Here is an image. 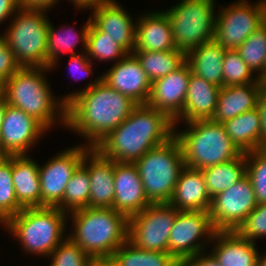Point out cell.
Instances as JSON below:
<instances>
[{
	"label": "cell",
	"instance_id": "obj_23",
	"mask_svg": "<svg viewBox=\"0 0 266 266\" xmlns=\"http://www.w3.org/2000/svg\"><path fill=\"white\" fill-rule=\"evenodd\" d=\"M211 254L221 266H259L260 255L255 242L242 238L236 231H216Z\"/></svg>",
	"mask_w": 266,
	"mask_h": 266
},
{
	"label": "cell",
	"instance_id": "obj_26",
	"mask_svg": "<svg viewBox=\"0 0 266 266\" xmlns=\"http://www.w3.org/2000/svg\"><path fill=\"white\" fill-rule=\"evenodd\" d=\"M12 182L23 209L41 207L38 163L27 155H12Z\"/></svg>",
	"mask_w": 266,
	"mask_h": 266
},
{
	"label": "cell",
	"instance_id": "obj_27",
	"mask_svg": "<svg viewBox=\"0 0 266 266\" xmlns=\"http://www.w3.org/2000/svg\"><path fill=\"white\" fill-rule=\"evenodd\" d=\"M225 52L226 49L213 39L189 50L186 53V62L192 73L221 88Z\"/></svg>",
	"mask_w": 266,
	"mask_h": 266
},
{
	"label": "cell",
	"instance_id": "obj_40",
	"mask_svg": "<svg viewBox=\"0 0 266 266\" xmlns=\"http://www.w3.org/2000/svg\"><path fill=\"white\" fill-rule=\"evenodd\" d=\"M236 232L252 242L257 238L266 237V203L257 204Z\"/></svg>",
	"mask_w": 266,
	"mask_h": 266
},
{
	"label": "cell",
	"instance_id": "obj_25",
	"mask_svg": "<svg viewBox=\"0 0 266 266\" xmlns=\"http://www.w3.org/2000/svg\"><path fill=\"white\" fill-rule=\"evenodd\" d=\"M263 82L242 85L223 86L220 88L218 102L212 121L224 123L227 120L257 107Z\"/></svg>",
	"mask_w": 266,
	"mask_h": 266
},
{
	"label": "cell",
	"instance_id": "obj_3",
	"mask_svg": "<svg viewBox=\"0 0 266 266\" xmlns=\"http://www.w3.org/2000/svg\"><path fill=\"white\" fill-rule=\"evenodd\" d=\"M70 214L74 229L68 237L100 266L128 240L129 218L113 208L86 207Z\"/></svg>",
	"mask_w": 266,
	"mask_h": 266
},
{
	"label": "cell",
	"instance_id": "obj_13",
	"mask_svg": "<svg viewBox=\"0 0 266 266\" xmlns=\"http://www.w3.org/2000/svg\"><path fill=\"white\" fill-rule=\"evenodd\" d=\"M215 232L209 212L179 211L169 235L168 253L180 263L203 252L204 241L199 238L211 242Z\"/></svg>",
	"mask_w": 266,
	"mask_h": 266
},
{
	"label": "cell",
	"instance_id": "obj_43",
	"mask_svg": "<svg viewBox=\"0 0 266 266\" xmlns=\"http://www.w3.org/2000/svg\"><path fill=\"white\" fill-rule=\"evenodd\" d=\"M261 118V149L266 145V83L259 94L257 107Z\"/></svg>",
	"mask_w": 266,
	"mask_h": 266
},
{
	"label": "cell",
	"instance_id": "obj_10",
	"mask_svg": "<svg viewBox=\"0 0 266 266\" xmlns=\"http://www.w3.org/2000/svg\"><path fill=\"white\" fill-rule=\"evenodd\" d=\"M265 22L266 0L251 5L239 0L217 14L214 40L226 50H236Z\"/></svg>",
	"mask_w": 266,
	"mask_h": 266
},
{
	"label": "cell",
	"instance_id": "obj_14",
	"mask_svg": "<svg viewBox=\"0 0 266 266\" xmlns=\"http://www.w3.org/2000/svg\"><path fill=\"white\" fill-rule=\"evenodd\" d=\"M90 148L88 145L69 148L56 154L43 167L39 166L41 207H56L63 200L65 188L73 172Z\"/></svg>",
	"mask_w": 266,
	"mask_h": 266
},
{
	"label": "cell",
	"instance_id": "obj_4",
	"mask_svg": "<svg viewBox=\"0 0 266 266\" xmlns=\"http://www.w3.org/2000/svg\"><path fill=\"white\" fill-rule=\"evenodd\" d=\"M50 69L21 67L2 85V95L7 104L23 110L48 130L59 116V123L66 126V104L60 98L55 99L44 76Z\"/></svg>",
	"mask_w": 266,
	"mask_h": 266
},
{
	"label": "cell",
	"instance_id": "obj_7",
	"mask_svg": "<svg viewBox=\"0 0 266 266\" xmlns=\"http://www.w3.org/2000/svg\"><path fill=\"white\" fill-rule=\"evenodd\" d=\"M145 195L151 204L169 203L181 171L185 168L179 140L174 136L134 163Z\"/></svg>",
	"mask_w": 266,
	"mask_h": 266
},
{
	"label": "cell",
	"instance_id": "obj_24",
	"mask_svg": "<svg viewBox=\"0 0 266 266\" xmlns=\"http://www.w3.org/2000/svg\"><path fill=\"white\" fill-rule=\"evenodd\" d=\"M169 204L178 211H209L211 197L201 170L185 167L181 171Z\"/></svg>",
	"mask_w": 266,
	"mask_h": 266
},
{
	"label": "cell",
	"instance_id": "obj_34",
	"mask_svg": "<svg viewBox=\"0 0 266 266\" xmlns=\"http://www.w3.org/2000/svg\"><path fill=\"white\" fill-rule=\"evenodd\" d=\"M22 209L12 182V155H0V224H4Z\"/></svg>",
	"mask_w": 266,
	"mask_h": 266
},
{
	"label": "cell",
	"instance_id": "obj_1",
	"mask_svg": "<svg viewBox=\"0 0 266 266\" xmlns=\"http://www.w3.org/2000/svg\"><path fill=\"white\" fill-rule=\"evenodd\" d=\"M88 87L66 94V127L95 147L116 129L138 105L131 98L109 87L98 77Z\"/></svg>",
	"mask_w": 266,
	"mask_h": 266
},
{
	"label": "cell",
	"instance_id": "obj_33",
	"mask_svg": "<svg viewBox=\"0 0 266 266\" xmlns=\"http://www.w3.org/2000/svg\"><path fill=\"white\" fill-rule=\"evenodd\" d=\"M90 188L88 168L81 163L65 188L63 200L56 207L68 214L88 207Z\"/></svg>",
	"mask_w": 266,
	"mask_h": 266
},
{
	"label": "cell",
	"instance_id": "obj_38",
	"mask_svg": "<svg viewBox=\"0 0 266 266\" xmlns=\"http://www.w3.org/2000/svg\"><path fill=\"white\" fill-rule=\"evenodd\" d=\"M246 175L250 178L257 204L266 203V151L262 149L245 153Z\"/></svg>",
	"mask_w": 266,
	"mask_h": 266
},
{
	"label": "cell",
	"instance_id": "obj_9",
	"mask_svg": "<svg viewBox=\"0 0 266 266\" xmlns=\"http://www.w3.org/2000/svg\"><path fill=\"white\" fill-rule=\"evenodd\" d=\"M216 0H182L164 11L171 22L173 40L178 50H189L214 39Z\"/></svg>",
	"mask_w": 266,
	"mask_h": 266
},
{
	"label": "cell",
	"instance_id": "obj_19",
	"mask_svg": "<svg viewBox=\"0 0 266 266\" xmlns=\"http://www.w3.org/2000/svg\"><path fill=\"white\" fill-rule=\"evenodd\" d=\"M93 10L91 22L100 31L107 33V36L114 39L128 53H133L136 23L134 24L132 16L115 0H104Z\"/></svg>",
	"mask_w": 266,
	"mask_h": 266
},
{
	"label": "cell",
	"instance_id": "obj_45",
	"mask_svg": "<svg viewBox=\"0 0 266 266\" xmlns=\"http://www.w3.org/2000/svg\"><path fill=\"white\" fill-rule=\"evenodd\" d=\"M59 0H18L19 7L24 9H44L49 10L50 7L56 5Z\"/></svg>",
	"mask_w": 266,
	"mask_h": 266
},
{
	"label": "cell",
	"instance_id": "obj_35",
	"mask_svg": "<svg viewBox=\"0 0 266 266\" xmlns=\"http://www.w3.org/2000/svg\"><path fill=\"white\" fill-rule=\"evenodd\" d=\"M128 52L118 45L107 33L100 31L92 22L87 36L86 55L91 59L118 60L123 59Z\"/></svg>",
	"mask_w": 266,
	"mask_h": 266
},
{
	"label": "cell",
	"instance_id": "obj_29",
	"mask_svg": "<svg viewBox=\"0 0 266 266\" xmlns=\"http://www.w3.org/2000/svg\"><path fill=\"white\" fill-rule=\"evenodd\" d=\"M102 266H180L169 253L142 250L127 240Z\"/></svg>",
	"mask_w": 266,
	"mask_h": 266
},
{
	"label": "cell",
	"instance_id": "obj_8",
	"mask_svg": "<svg viewBox=\"0 0 266 266\" xmlns=\"http://www.w3.org/2000/svg\"><path fill=\"white\" fill-rule=\"evenodd\" d=\"M44 9L19 8L2 34L22 67H47L49 20Z\"/></svg>",
	"mask_w": 266,
	"mask_h": 266
},
{
	"label": "cell",
	"instance_id": "obj_18",
	"mask_svg": "<svg viewBox=\"0 0 266 266\" xmlns=\"http://www.w3.org/2000/svg\"><path fill=\"white\" fill-rule=\"evenodd\" d=\"M114 188L112 208L128 218L151 204L145 195L137 166L134 163L115 162Z\"/></svg>",
	"mask_w": 266,
	"mask_h": 266
},
{
	"label": "cell",
	"instance_id": "obj_30",
	"mask_svg": "<svg viewBox=\"0 0 266 266\" xmlns=\"http://www.w3.org/2000/svg\"><path fill=\"white\" fill-rule=\"evenodd\" d=\"M210 197L228 189L246 175L245 153L225 163L212 165L201 170Z\"/></svg>",
	"mask_w": 266,
	"mask_h": 266
},
{
	"label": "cell",
	"instance_id": "obj_32",
	"mask_svg": "<svg viewBox=\"0 0 266 266\" xmlns=\"http://www.w3.org/2000/svg\"><path fill=\"white\" fill-rule=\"evenodd\" d=\"M85 25V26H84ZM83 25V28L80 34H74V29L68 28L61 31V34L53 27V24L49 21V27L47 32V67H54L59 60L60 54L63 52H70V54L77 53L75 52V46L78 44L79 40L83 43L84 51L86 52L87 48V36L91 26V18ZM78 35V36H77Z\"/></svg>",
	"mask_w": 266,
	"mask_h": 266
},
{
	"label": "cell",
	"instance_id": "obj_47",
	"mask_svg": "<svg viewBox=\"0 0 266 266\" xmlns=\"http://www.w3.org/2000/svg\"><path fill=\"white\" fill-rule=\"evenodd\" d=\"M79 9H94L99 3L104 0H71Z\"/></svg>",
	"mask_w": 266,
	"mask_h": 266
},
{
	"label": "cell",
	"instance_id": "obj_15",
	"mask_svg": "<svg viewBox=\"0 0 266 266\" xmlns=\"http://www.w3.org/2000/svg\"><path fill=\"white\" fill-rule=\"evenodd\" d=\"M46 130L34 117L7 104L0 129V155H27Z\"/></svg>",
	"mask_w": 266,
	"mask_h": 266
},
{
	"label": "cell",
	"instance_id": "obj_42",
	"mask_svg": "<svg viewBox=\"0 0 266 266\" xmlns=\"http://www.w3.org/2000/svg\"><path fill=\"white\" fill-rule=\"evenodd\" d=\"M83 54L82 53L81 54H77V53L71 54V56H70L71 61H70L69 67L71 68L72 74L76 71L80 72V73L82 72L83 75H81V76H84V75L88 76L89 74L93 73L92 72L93 70L91 67L92 61L87 57L86 53H83ZM73 77H74V75H73Z\"/></svg>",
	"mask_w": 266,
	"mask_h": 266
},
{
	"label": "cell",
	"instance_id": "obj_21",
	"mask_svg": "<svg viewBox=\"0 0 266 266\" xmlns=\"http://www.w3.org/2000/svg\"><path fill=\"white\" fill-rule=\"evenodd\" d=\"M178 50L173 40L172 25L164 11L149 12L136 23L133 51Z\"/></svg>",
	"mask_w": 266,
	"mask_h": 266
},
{
	"label": "cell",
	"instance_id": "obj_28",
	"mask_svg": "<svg viewBox=\"0 0 266 266\" xmlns=\"http://www.w3.org/2000/svg\"><path fill=\"white\" fill-rule=\"evenodd\" d=\"M222 124L231 141L242 153L261 149V118L257 108Z\"/></svg>",
	"mask_w": 266,
	"mask_h": 266
},
{
	"label": "cell",
	"instance_id": "obj_49",
	"mask_svg": "<svg viewBox=\"0 0 266 266\" xmlns=\"http://www.w3.org/2000/svg\"><path fill=\"white\" fill-rule=\"evenodd\" d=\"M259 265L260 266H266V254L265 256H262L260 255V262H259Z\"/></svg>",
	"mask_w": 266,
	"mask_h": 266
},
{
	"label": "cell",
	"instance_id": "obj_20",
	"mask_svg": "<svg viewBox=\"0 0 266 266\" xmlns=\"http://www.w3.org/2000/svg\"><path fill=\"white\" fill-rule=\"evenodd\" d=\"M82 163L88 168L91 187L88 207L112 208L115 194V161L91 147L85 153Z\"/></svg>",
	"mask_w": 266,
	"mask_h": 266
},
{
	"label": "cell",
	"instance_id": "obj_22",
	"mask_svg": "<svg viewBox=\"0 0 266 266\" xmlns=\"http://www.w3.org/2000/svg\"><path fill=\"white\" fill-rule=\"evenodd\" d=\"M219 91V86L191 72L183 111L174 121L175 126L181 119H184L185 123L212 119L216 111Z\"/></svg>",
	"mask_w": 266,
	"mask_h": 266
},
{
	"label": "cell",
	"instance_id": "obj_6",
	"mask_svg": "<svg viewBox=\"0 0 266 266\" xmlns=\"http://www.w3.org/2000/svg\"><path fill=\"white\" fill-rule=\"evenodd\" d=\"M66 215L57 207L24 208L3 225L27 253L48 257L64 241Z\"/></svg>",
	"mask_w": 266,
	"mask_h": 266
},
{
	"label": "cell",
	"instance_id": "obj_2",
	"mask_svg": "<svg viewBox=\"0 0 266 266\" xmlns=\"http://www.w3.org/2000/svg\"><path fill=\"white\" fill-rule=\"evenodd\" d=\"M175 136V123L165 113L138 104L131 114L94 148L119 163H135L150 149Z\"/></svg>",
	"mask_w": 266,
	"mask_h": 266
},
{
	"label": "cell",
	"instance_id": "obj_46",
	"mask_svg": "<svg viewBox=\"0 0 266 266\" xmlns=\"http://www.w3.org/2000/svg\"><path fill=\"white\" fill-rule=\"evenodd\" d=\"M19 8L18 0H0V23L14 15Z\"/></svg>",
	"mask_w": 266,
	"mask_h": 266
},
{
	"label": "cell",
	"instance_id": "obj_44",
	"mask_svg": "<svg viewBox=\"0 0 266 266\" xmlns=\"http://www.w3.org/2000/svg\"><path fill=\"white\" fill-rule=\"evenodd\" d=\"M203 253H198L193 257L181 261L180 266H221L211 253L210 255Z\"/></svg>",
	"mask_w": 266,
	"mask_h": 266
},
{
	"label": "cell",
	"instance_id": "obj_16",
	"mask_svg": "<svg viewBox=\"0 0 266 266\" xmlns=\"http://www.w3.org/2000/svg\"><path fill=\"white\" fill-rule=\"evenodd\" d=\"M109 87L131 98L137 104H146L152 82L133 53H128L120 61L101 75Z\"/></svg>",
	"mask_w": 266,
	"mask_h": 266
},
{
	"label": "cell",
	"instance_id": "obj_31",
	"mask_svg": "<svg viewBox=\"0 0 266 266\" xmlns=\"http://www.w3.org/2000/svg\"><path fill=\"white\" fill-rule=\"evenodd\" d=\"M151 82L167 76L186 62L181 50L133 51Z\"/></svg>",
	"mask_w": 266,
	"mask_h": 266
},
{
	"label": "cell",
	"instance_id": "obj_50",
	"mask_svg": "<svg viewBox=\"0 0 266 266\" xmlns=\"http://www.w3.org/2000/svg\"><path fill=\"white\" fill-rule=\"evenodd\" d=\"M260 81L266 83V67L264 73L259 77Z\"/></svg>",
	"mask_w": 266,
	"mask_h": 266
},
{
	"label": "cell",
	"instance_id": "obj_11",
	"mask_svg": "<svg viewBox=\"0 0 266 266\" xmlns=\"http://www.w3.org/2000/svg\"><path fill=\"white\" fill-rule=\"evenodd\" d=\"M179 211L169 203L150 204L129 217L128 240L142 250L168 253V240Z\"/></svg>",
	"mask_w": 266,
	"mask_h": 266
},
{
	"label": "cell",
	"instance_id": "obj_51",
	"mask_svg": "<svg viewBox=\"0 0 266 266\" xmlns=\"http://www.w3.org/2000/svg\"><path fill=\"white\" fill-rule=\"evenodd\" d=\"M0 94H2V85L0 84Z\"/></svg>",
	"mask_w": 266,
	"mask_h": 266
},
{
	"label": "cell",
	"instance_id": "obj_41",
	"mask_svg": "<svg viewBox=\"0 0 266 266\" xmlns=\"http://www.w3.org/2000/svg\"><path fill=\"white\" fill-rule=\"evenodd\" d=\"M21 67L4 36L0 35V84L3 85Z\"/></svg>",
	"mask_w": 266,
	"mask_h": 266
},
{
	"label": "cell",
	"instance_id": "obj_48",
	"mask_svg": "<svg viewBox=\"0 0 266 266\" xmlns=\"http://www.w3.org/2000/svg\"><path fill=\"white\" fill-rule=\"evenodd\" d=\"M6 107H7L6 99L2 94H0V129L4 120Z\"/></svg>",
	"mask_w": 266,
	"mask_h": 266
},
{
	"label": "cell",
	"instance_id": "obj_36",
	"mask_svg": "<svg viewBox=\"0 0 266 266\" xmlns=\"http://www.w3.org/2000/svg\"><path fill=\"white\" fill-rule=\"evenodd\" d=\"M249 68L260 77L266 67V22L254 31L237 49Z\"/></svg>",
	"mask_w": 266,
	"mask_h": 266
},
{
	"label": "cell",
	"instance_id": "obj_37",
	"mask_svg": "<svg viewBox=\"0 0 266 266\" xmlns=\"http://www.w3.org/2000/svg\"><path fill=\"white\" fill-rule=\"evenodd\" d=\"M253 73L237 50H226L223 59V86L258 82L259 77H252L255 75Z\"/></svg>",
	"mask_w": 266,
	"mask_h": 266
},
{
	"label": "cell",
	"instance_id": "obj_12",
	"mask_svg": "<svg viewBox=\"0 0 266 266\" xmlns=\"http://www.w3.org/2000/svg\"><path fill=\"white\" fill-rule=\"evenodd\" d=\"M256 205L252 182L245 175L234 185L212 197L208 212L216 231H236Z\"/></svg>",
	"mask_w": 266,
	"mask_h": 266
},
{
	"label": "cell",
	"instance_id": "obj_5",
	"mask_svg": "<svg viewBox=\"0 0 266 266\" xmlns=\"http://www.w3.org/2000/svg\"><path fill=\"white\" fill-rule=\"evenodd\" d=\"M184 132H176L185 167L202 170L206 167L229 162L239 157L242 152L231 141L222 123L211 119L194 120L186 123Z\"/></svg>",
	"mask_w": 266,
	"mask_h": 266
},
{
	"label": "cell",
	"instance_id": "obj_17",
	"mask_svg": "<svg viewBox=\"0 0 266 266\" xmlns=\"http://www.w3.org/2000/svg\"><path fill=\"white\" fill-rule=\"evenodd\" d=\"M191 68L187 62L151 84L147 105L167 114L175 121L183 111Z\"/></svg>",
	"mask_w": 266,
	"mask_h": 266
},
{
	"label": "cell",
	"instance_id": "obj_39",
	"mask_svg": "<svg viewBox=\"0 0 266 266\" xmlns=\"http://www.w3.org/2000/svg\"><path fill=\"white\" fill-rule=\"evenodd\" d=\"M48 257L50 266H100L67 236Z\"/></svg>",
	"mask_w": 266,
	"mask_h": 266
}]
</instances>
